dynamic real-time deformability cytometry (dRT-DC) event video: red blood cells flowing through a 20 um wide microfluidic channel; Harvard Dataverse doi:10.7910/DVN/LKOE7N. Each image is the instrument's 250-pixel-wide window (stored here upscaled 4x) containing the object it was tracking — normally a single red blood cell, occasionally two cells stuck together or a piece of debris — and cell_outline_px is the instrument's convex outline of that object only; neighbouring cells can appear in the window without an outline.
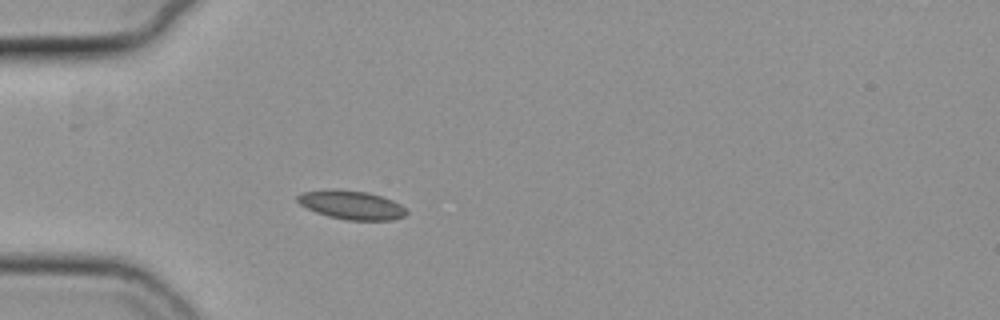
{"species": "common noctule bat (a hibernating species)", "species_latin": "Nyctalus noctula", "temperature_condition": "cold", "stored_images_in_passage": 39, "camera_frame_rate_fps": 3000, "um_per_image_px": 0.085, "animal": {"sex": "female", "body_mass_g": 19.3, "forearm_length_mm": 54.1}, "frame": {"image": 1, "passage_image": 9, "time_ms": 2.667, "image_size_px": [1000, 320], "cell_outline_px": [[408, 212], [404, 216], [392, 220], [348, 220], [328, 216], [316, 212], [300, 204], [296, 200], [296, 196], [300, 192], [332, 188], [368, 192], [392, 200], [400, 204]], "centroid_in_image_um": [29.84, 17.4], "position_along_channel_um": 55.2, "area_um2": 18.32}}
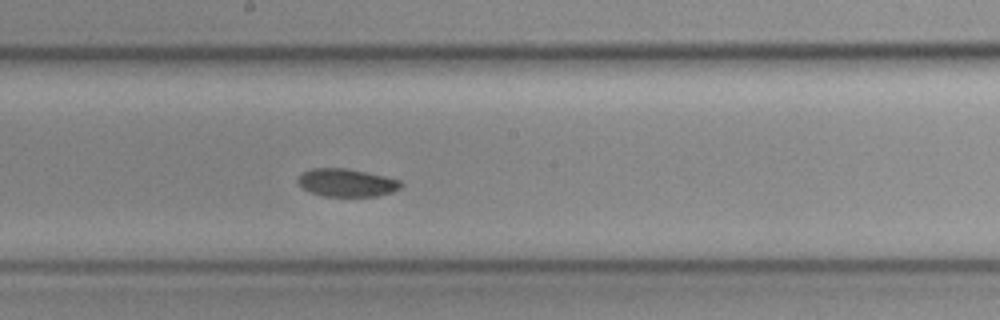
{"frame": {"image": 2, "passage_image": 23, "time_ms": 7.333, "image_size_px": [1000, 320], "cell_outline_px": [[404, 184], [400, 188], [392, 192], [376, 196], [324, 196], [308, 192], [296, 180], [304, 172], [312, 168], [348, 168], [384, 176], [400, 180]], "centroid_in_image_um": [29.48, 15.53], "position_along_channel_um": 218.7, "area_um2": 16.7}}
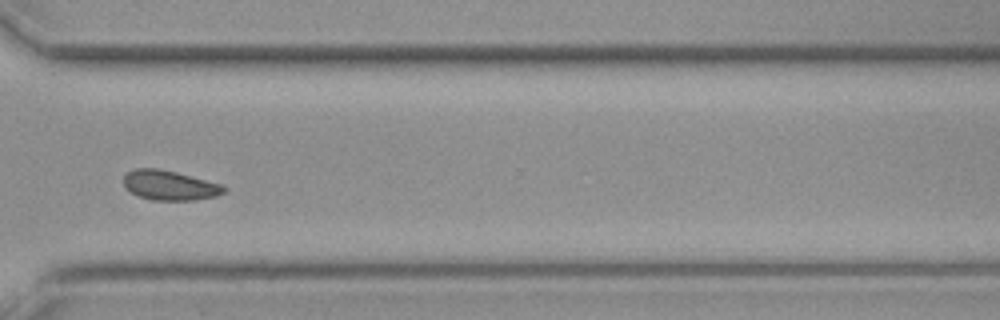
{"frame": {"image": 3, "passage_image": 34, "time_ms": 11.0, "image_size_px": [1000, 320], "cell_outline_px": [[228, 188], [224, 192], [216, 196], [196, 200], [152, 200], [140, 196], [124, 188], [124, 176], [128, 172], [136, 168], [160, 168], [224, 184]], "centroid_in_image_um": [14.46, 15.75], "position_along_channel_um": 356.1, "area_um2": 17.51}, "authors_computed_cell_mechanics": {"area_um2": 17.5134, "velocity_mm_per_s": 3.7343, "shape_relaxation_time_tau1_ms": 3.2082, "shape_relaxation_time_tau2_ms": 3.4921, "deformation_change_tau1": 0.0679, "deformation_change_tau2": 0.0638}}